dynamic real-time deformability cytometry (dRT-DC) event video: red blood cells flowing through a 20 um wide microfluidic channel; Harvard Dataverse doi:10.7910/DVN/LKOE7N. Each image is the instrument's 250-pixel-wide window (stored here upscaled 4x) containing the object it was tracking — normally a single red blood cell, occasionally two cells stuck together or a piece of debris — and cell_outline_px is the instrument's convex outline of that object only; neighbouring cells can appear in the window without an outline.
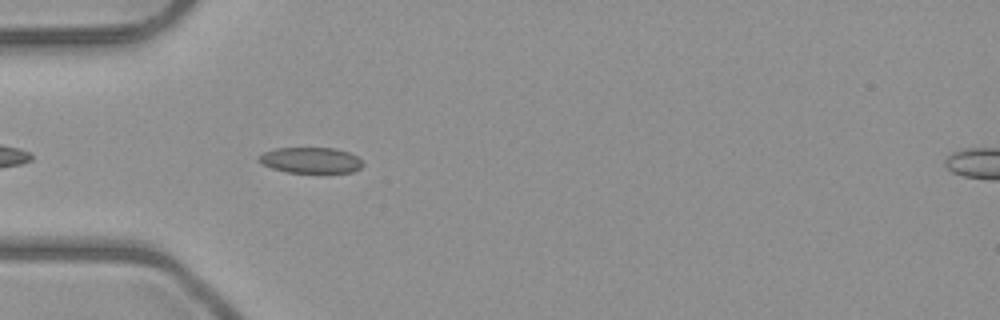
{"species": "common noctule bat (a hibernating species)", "species_latin": "Nyctalus noctula", "temperature_condition": "room temperature", "stored_images_in_passage": 7, "camera_frame_rate_fps": 3000, "um_per_image_px": 0.085, "animal": {"sex": "male", "body_mass_g": 23.1, "forearm_length_mm": 52.7}, "frame": {"image": 1, "passage_image": 6, "time_ms": 6.0, "image_size_px": [1000, 320], "cell_outline_px": [[364, 164], [360, 168], [352, 172], [288, 172], [272, 168], [256, 160], [264, 152], [276, 148], [336, 148], [348, 152], [356, 156]], "centroid_in_image_um": [26.42, 13.61], "position_along_channel_um": 58.6, "area_um2": 15.43}}